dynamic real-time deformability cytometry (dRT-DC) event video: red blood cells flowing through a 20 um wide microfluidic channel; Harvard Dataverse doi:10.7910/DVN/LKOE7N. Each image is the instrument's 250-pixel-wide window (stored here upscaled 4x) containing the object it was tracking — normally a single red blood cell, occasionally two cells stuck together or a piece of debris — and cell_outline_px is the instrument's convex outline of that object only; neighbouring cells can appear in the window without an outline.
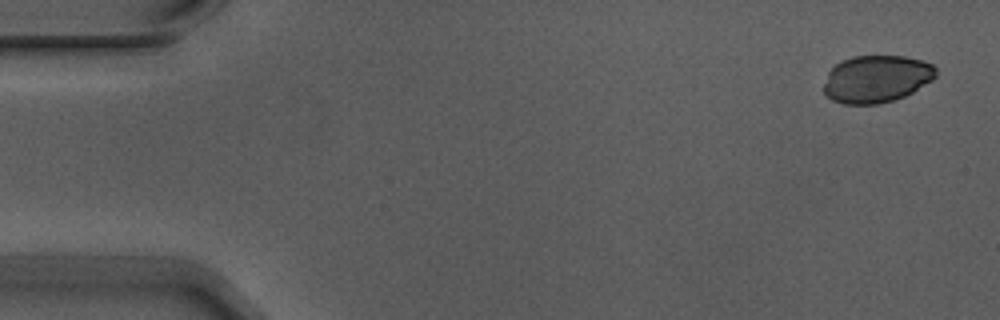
{"species": "Egyptian fruit bat (a non-hibernating species)", "species_latin": "Rousettus aegyptiacus", "temperature_condition": "warm", "stored_images_in_passage": 5, "camera_frame_rate_fps": 3000, "um_per_image_px": 0.085, "animal": {"sex": "male"}, "frame": {"image": 1, "passage_image": 1, "time_ms": 0.0, "image_size_px": [1000, 320], "cell_outline_px": [[936, 76], [932, 80], [912, 92], [904, 96], [880, 104], [844, 104], [832, 100], [824, 96], [824, 84], [828, 72], [836, 64], [852, 56], [904, 56], [920, 60], [932, 64], [936, 68]], "centroid_in_image_um": [74.48, 6.71], "position_along_channel_um": 10.5, "area_um2": 30.87}}
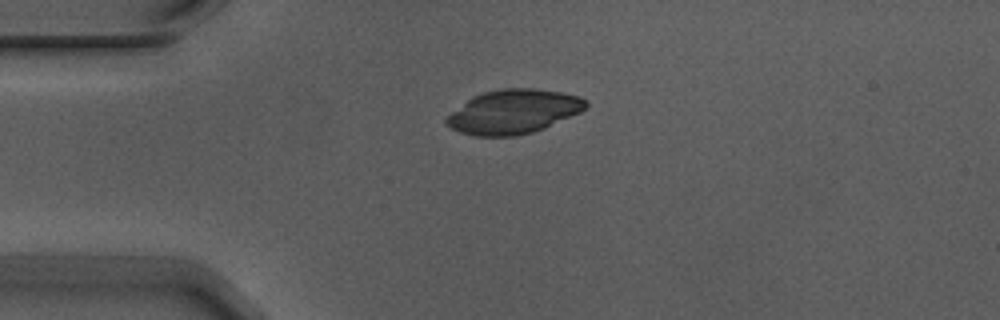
{"frame": {"image": 2, "passage_image": 4, "time_ms": 1.0, "image_size_px": [1000, 320], "cell_outline_px": [[588, 104], [580, 112], [544, 128], [532, 132], [516, 136], [476, 136], [460, 132], [444, 124], [444, 120], [452, 112], [472, 96], [484, 92], [504, 88], [532, 88], [560, 92], [580, 96]], "centroid_in_image_um": [43.62, 9.49], "position_along_channel_um": 41.4, "area_um2": 35.55}}